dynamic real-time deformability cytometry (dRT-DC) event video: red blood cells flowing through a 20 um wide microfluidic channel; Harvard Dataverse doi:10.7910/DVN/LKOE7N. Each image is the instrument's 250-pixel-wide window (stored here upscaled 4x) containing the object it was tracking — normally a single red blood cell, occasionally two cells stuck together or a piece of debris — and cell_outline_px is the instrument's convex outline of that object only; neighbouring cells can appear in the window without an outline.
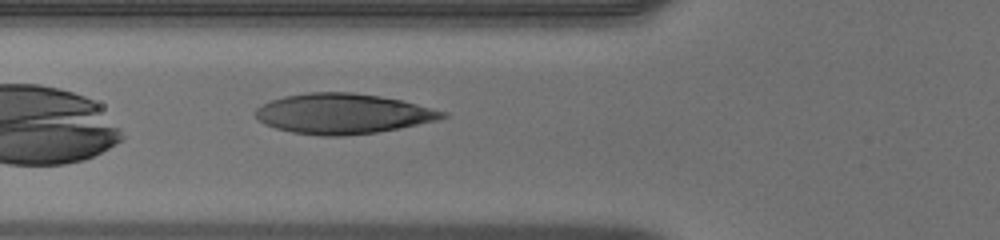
{"species": "human", "species_latin": "Homo sapiens", "temperature_condition": "warm", "stored_images_in_passage": 30, "camera_frame_rate_fps": 3000, "um_per_image_px": 0.085, "donor": {"sex": "male"}, "frame": {"image": 1, "passage_image": 3, "time_ms": 0.667, "image_size_px": [1000, 240], "cell_outline_px": [[448, 116], [436, 120], [400, 128], [376, 132], [344, 136], [320, 136], [292, 132], [276, 128], [264, 124], [256, 116], [256, 108], [272, 100], [284, 96], [304, 92], [352, 92], [380, 96], [400, 100], [448, 112]], "centroid_in_image_um": [29.14, 9.66], "position_along_channel_um": 96.7, "area_um2": 43.64}}
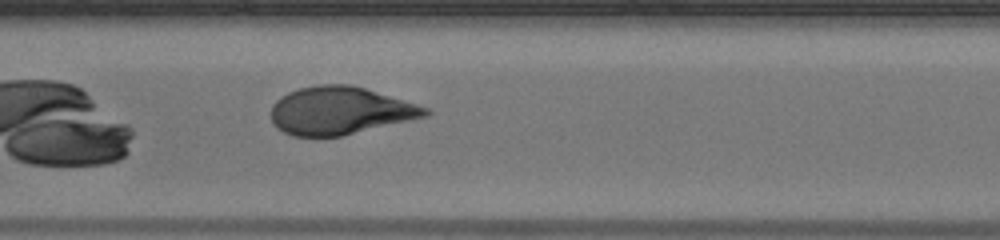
{"frame": {"image": 2, "passage_image": 9, "time_ms": 2.667, "image_size_px": [1000, 240], "cell_outline_px": [[432, 112], [428, 116], [340, 136], [292, 136], [276, 128], [272, 120], [272, 104], [280, 96], [288, 92], [300, 88], [316, 84], [352, 84], [416, 104], [428, 108]], "centroid_in_image_um": [28.88, 9.4], "position_along_channel_um": 178.5, "area_um2": 42.77}}
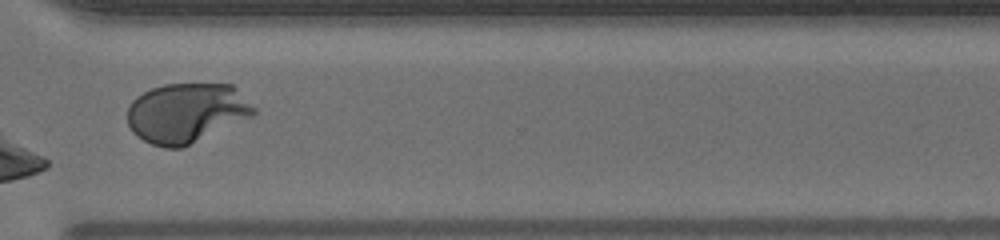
{"frame": {"image": 3, "passage_image": 22, "time_ms": 7.0, "image_size_px": [1000, 240], "cell_outline_px": [[256, 112], [252, 116], [184, 148], [164, 148], [152, 144], [136, 136], [132, 132], [128, 124], [128, 108], [132, 100], [136, 96], [152, 88], [164, 84], [232, 84], [256, 108]], "centroid_in_image_um": [15.84, 9.6], "position_along_channel_um": 354.8, "area_um2": 44.1}, "authors_computed_cell_mechanics": {"area_um2": 43.2922, "velocity_mm_per_s": 4.0715, "shape_relaxation_time_tau1_ms": 3.8241, "shape_relaxation_time_tau2_ms": null, "deformation_change_tau1": 0.2566, "deformation_change_tau2": null}}